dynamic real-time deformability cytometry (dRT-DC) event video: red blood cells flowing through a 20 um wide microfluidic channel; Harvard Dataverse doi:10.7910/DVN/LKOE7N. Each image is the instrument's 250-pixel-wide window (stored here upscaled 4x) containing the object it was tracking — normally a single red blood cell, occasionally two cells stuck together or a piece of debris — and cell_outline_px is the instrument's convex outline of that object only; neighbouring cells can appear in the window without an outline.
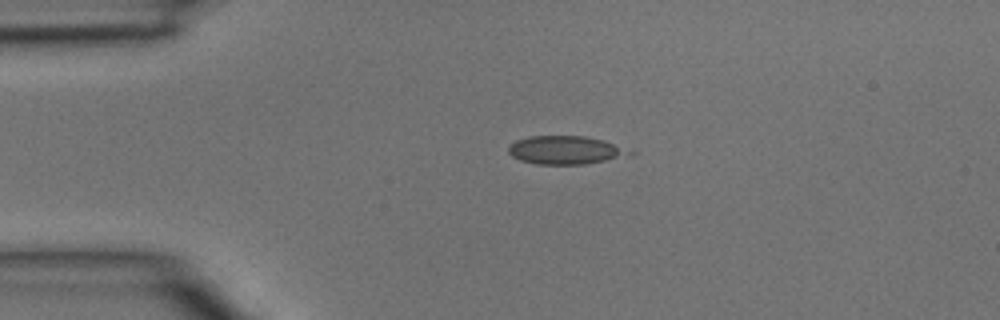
{"species": "common noctule bat (a hibernating species)", "species_latin": "Nyctalus noctula", "temperature_condition": "room temperature", "stored_images_in_passage": 3, "camera_frame_rate_fps": 3000, "um_per_image_px": 0.085, "animal": {"sex": "male", "body_mass_g": 15.6}, "frame": {"image": 1, "passage_image": 2, "time_ms": 0.333, "image_size_px": [1000, 320], "cell_outline_px": [[636, 152], [632, 156], [584, 164], [536, 164], [520, 160], [512, 156], [508, 152], [508, 148], [516, 140], [528, 136], [584, 136], [604, 140]], "centroid_in_image_um": [48.12, 12.76], "position_along_channel_um": 36.9, "area_um2": 20.11}}